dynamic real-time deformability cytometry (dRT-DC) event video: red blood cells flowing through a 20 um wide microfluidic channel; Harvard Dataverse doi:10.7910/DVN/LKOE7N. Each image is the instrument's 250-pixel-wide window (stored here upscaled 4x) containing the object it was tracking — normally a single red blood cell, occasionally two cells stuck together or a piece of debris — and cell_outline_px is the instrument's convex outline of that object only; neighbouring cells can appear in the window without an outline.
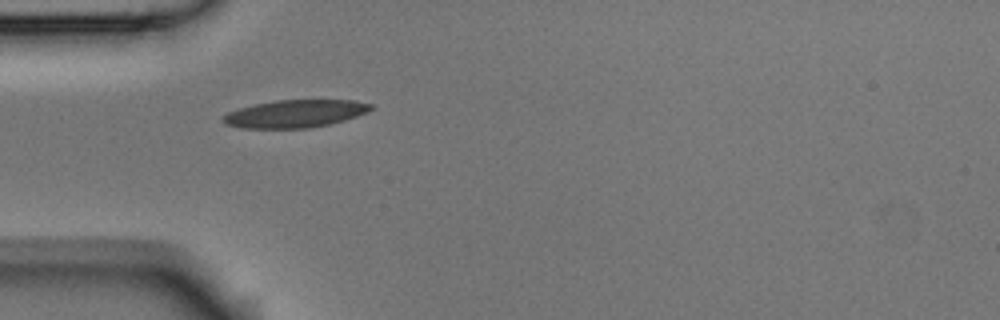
{"species": "Egyptian fruit bat (a non-hibernating species)", "species_latin": "Rousettus aegyptiacus", "temperature_condition": "room temperature", "stored_images_in_passage": 7, "camera_frame_rate_fps": 3000, "um_per_image_px": 0.085, "animal": {"sex": "male"}, "frame": {"image": 1, "passage_image": 1, "time_ms": 0.0, "image_size_px": [1000, 320], "cell_outline_px": [[376, 108], [368, 112], [332, 124], [308, 128], [244, 128], [224, 124], [220, 120], [228, 112], [240, 108], [256, 104], [276, 100], [356, 100], [372, 104]], "centroid_in_image_um": [25.13, 9.66], "position_along_channel_um": 59.9, "area_um2": 23.93}}
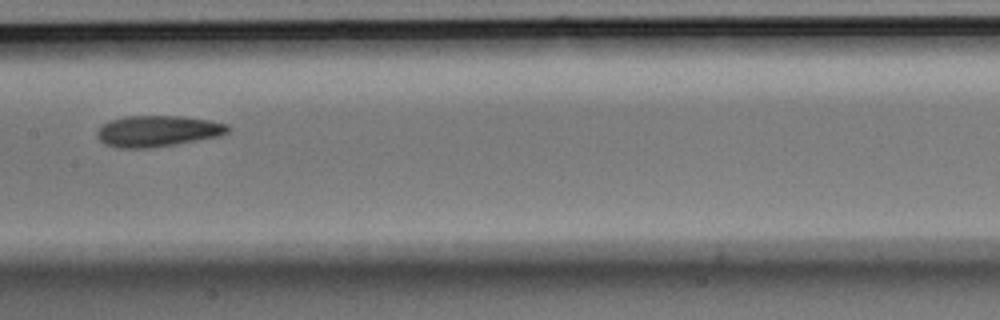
{"frame": {"image": 2, "passage_image": 4, "time_ms": 1.0, "image_size_px": [1000, 320], "cell_outline_px": [[232, 128], [228, 132], [220, 136], [176, 144], [148, 148], [116, 148], [104, 144], [100, 140], [96, 132], [104, 124], [112, 120], [124, 116], [184, 116], [208, 120], [228, 124]], "centroid_in_image_um": [13.43, 11.14], "position_along_channel_um": 194.0, "area_um2": 23.76}}
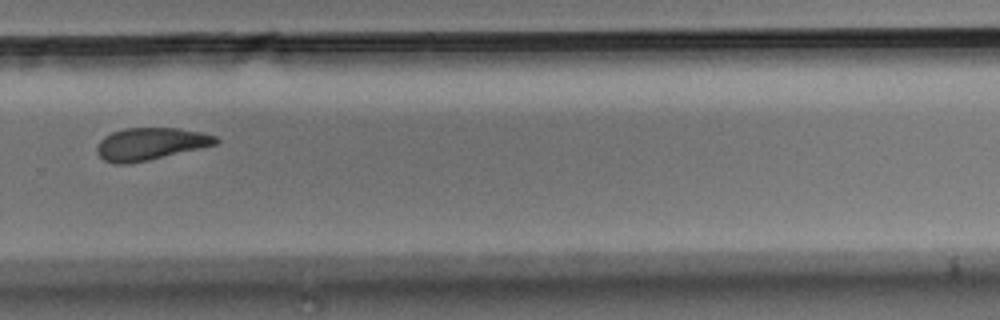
{"frame": {"image": 3, "passage_image": 7, "time_ms": 2.0, "image_size_px": [1000, 320], "cell_outline_px": [[220, 140], [216, 144], [200, 148], [148, 160], [128, 164], [112, 164], [104, 160], [96, 152], [96, 148], [100, 140], [104, 136], [112, 132], [124, 128], [180, 128], [200, 132], [216, 136]], "centroid_in_image_um": [12.75, 12.23], "position_along_channel_um": 317.0, "area_um2": 22.37}}